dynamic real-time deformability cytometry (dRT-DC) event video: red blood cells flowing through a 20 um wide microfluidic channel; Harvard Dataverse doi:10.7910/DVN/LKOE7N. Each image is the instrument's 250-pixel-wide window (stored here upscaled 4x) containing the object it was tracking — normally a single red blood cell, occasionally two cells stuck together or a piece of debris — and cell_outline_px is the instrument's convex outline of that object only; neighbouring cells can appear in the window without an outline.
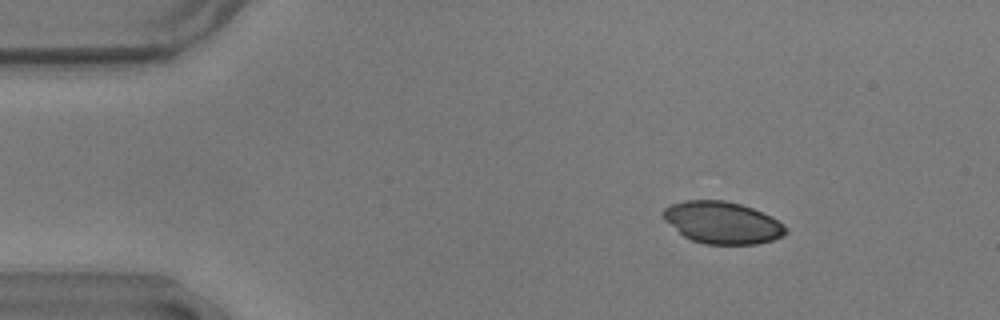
{"species": "common noctule bat (a hibernating species)", "species_latin": "Nyctalus noctula", "temperature_condition": "warm", "stored_images_in_passage": 49, "camera_frame_rate_fps": 3000, "um_per_image_px": 0.085, "animal": {"sex": "male", "body_mass_g": 17.9}, "frame": {"image": 1, "passage_image": 1, "time_ms": 0.0, "image_size_px": [1000, 320], "cell_outline_px": [[788, 232], [772, 240], [756, 244], [704, 244], [692, 240], [684, 236], [664, 220], [664, 208], [672, 204], [684, 200], [724, 200], [740, 204], [752, 208], [772, 216], [788, 228]], "centroid_in_image_um": [61.41, 18.92], "position_along_channel_um": 23.6, "area_um2": 29.88}}
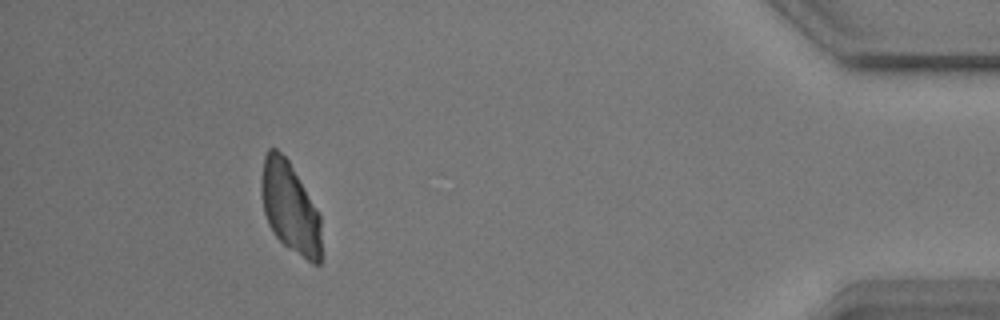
{"frame": {"image": 2, "passage_image": 44, "time_ms": 14.333, "image_size_px": [1000, 320], "cell_outline_px": [[320, 264], [312, 264], [288, 248], [272, 232], [268, 224], [264, 212], [260, 196], [260, 184], [264, 156], [268, 148], [276, 148], [288, 160], [320, 216]], "centroid_in_image_um": [24.61, 17.64], "position_along_channel_um": 410.6, "area_um2": 31.5}}